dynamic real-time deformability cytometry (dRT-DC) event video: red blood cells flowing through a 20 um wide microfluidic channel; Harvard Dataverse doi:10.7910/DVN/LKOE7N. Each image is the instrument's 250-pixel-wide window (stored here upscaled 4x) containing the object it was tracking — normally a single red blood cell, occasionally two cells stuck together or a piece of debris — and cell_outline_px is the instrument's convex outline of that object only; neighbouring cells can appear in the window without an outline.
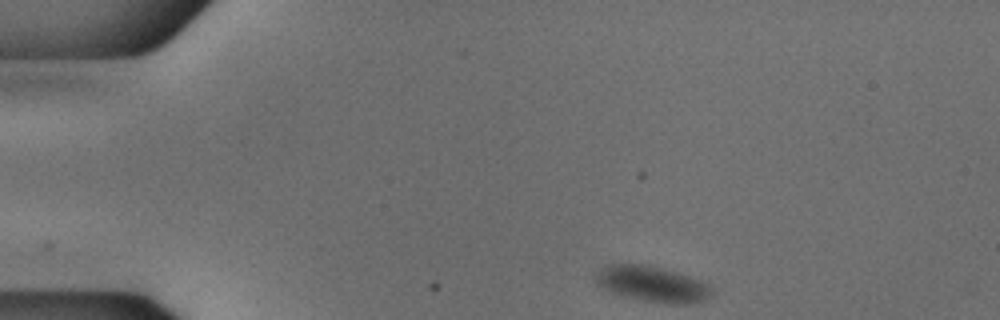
{"species": "common noctule bat (a hibernating species)", "species_latin": "Nyctalus noctula", "temperature_condition": "cold", "stored_images_in_passage": 46, "camera_frame_rate_fps": 3000, "um_per_image_px": 0.085, "animal": {"sex": "male", "body_mass_g": 18.8}, "frame": {"image": 1, "passage_image": 1, "time_ms": 0.0, "image_size_px": [1000, 320], "cell_outline_px": [[712, 292], [704, 300], [696, 304], [668, 304], [644, 300], [624, 296], [612, 292], [604, 288], [596, 280], [596, 276], [608, 264], [640, 264], [660, 268], [676, 272], [700, 280], [708, 284], [712, 288]], "centroid_in_image_um": [55.51, 24.16], "position_along_channel_um": 29.5, "area_um2": 23.64}}
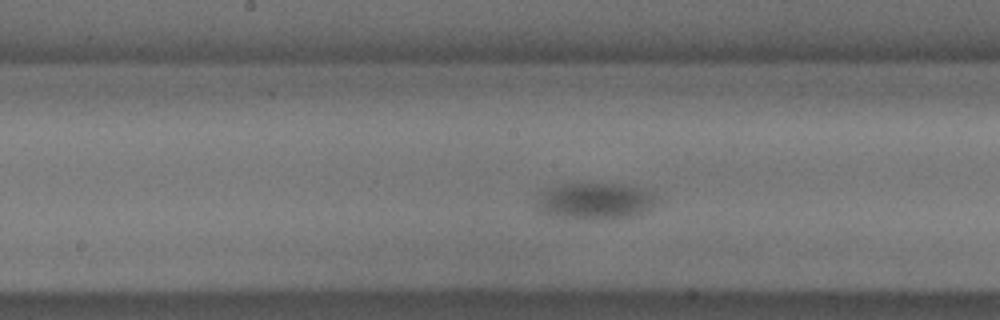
{"frame": {"image": 2, "passage_image": 20, "time_ms": 6.333, "image_size_px": [1000, 320], "cell_outline_px": [[660, 200], [648, 212], [616, 220], [564, 220], [548, 216], [540, 212], [536, 208], [536, 204], [540, 196], [548, 188], [568, 184], [624, 184], [640, 188], [652, 192], [660, 196]], "centroid_in_image_um": [50.64, 17.15], "position_along_channel_um": 197.6, "area_um2": 26.7}}
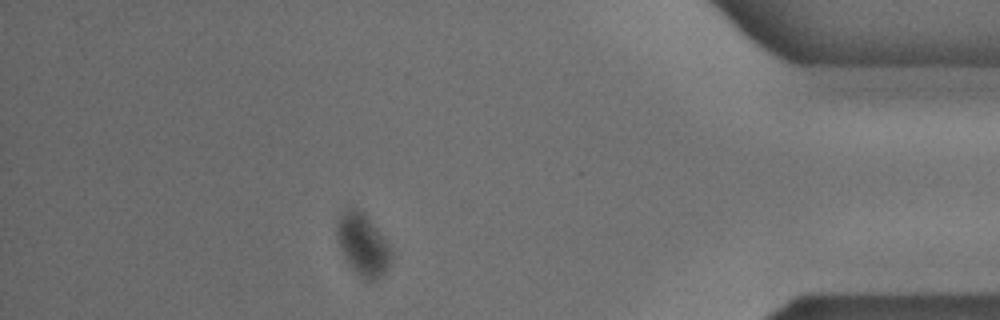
{"frame": {"image": 3, "passage_image": 40, "time_ms": 13.0, "image_size_px": [1000, 320], "cell_outline_px": [[392, 256], [388, 268], [376, 280], [368, 280], [360, 276], [352, 268], [344, 256], [336, 232], [336, 220], [348, 208], [360, 208], [364, 212], [388, 244]], "centroid_in_image_um": [30.83, 20.77], "position_along_channel_um": 404.4, "area_um2": 19.13}, "authors_computed_cell_mechanics": {"area_um2": 24.9118, "velocity_mm_per_s": 3.6854, "shape_relaxation_time_tau1_ms": 1.9722, "shape_relaxation_time_tau2_ms": null, "deformation_change_tau1": 0.0637, "deformation_change_tau2": null}}